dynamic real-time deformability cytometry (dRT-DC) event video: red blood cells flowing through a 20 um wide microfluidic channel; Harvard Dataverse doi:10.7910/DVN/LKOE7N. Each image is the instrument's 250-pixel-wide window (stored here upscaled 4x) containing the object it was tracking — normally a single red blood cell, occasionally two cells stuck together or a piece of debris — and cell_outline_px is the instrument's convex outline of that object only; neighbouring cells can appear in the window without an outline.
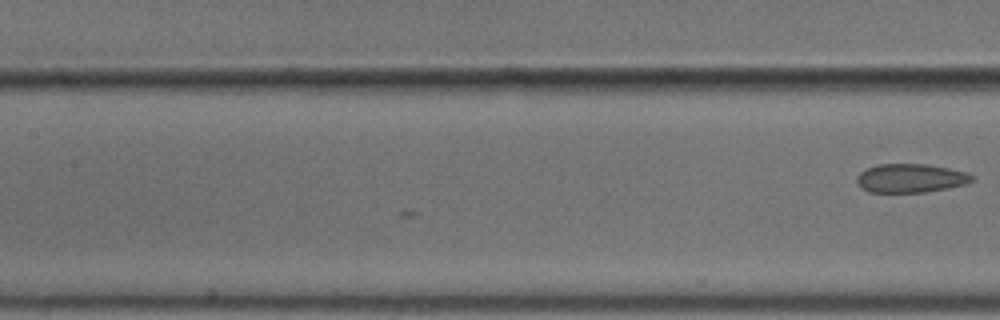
{"species": "common noctule bat (a hibernating species)", "species_latin": "Nyctalus noctula", "temperature_condition": "cold", "stored_images_in_passage": 17, "camera_frame_rate_fps": 3000, "um_per_image_px": 0.085, "animal": {"sex": "male", "body_mass_g": 18.8}, "frame": {"image": 1, "passage_image": 17, "time_ms": 5.333, "image_size_px": [1000, 320], "cell_outline_px": [[976, 180], [964, 184], [948, 188], [928, 192], [868, 192], [856, 180], [856, 176], [860, 172], [876, 164], [928, 164], [968, 172], [976, 176]], "centroid_in_image_um": [77.46, 15.14], "position_along_channel_um": 129.9, "area_um2": 19.42}}